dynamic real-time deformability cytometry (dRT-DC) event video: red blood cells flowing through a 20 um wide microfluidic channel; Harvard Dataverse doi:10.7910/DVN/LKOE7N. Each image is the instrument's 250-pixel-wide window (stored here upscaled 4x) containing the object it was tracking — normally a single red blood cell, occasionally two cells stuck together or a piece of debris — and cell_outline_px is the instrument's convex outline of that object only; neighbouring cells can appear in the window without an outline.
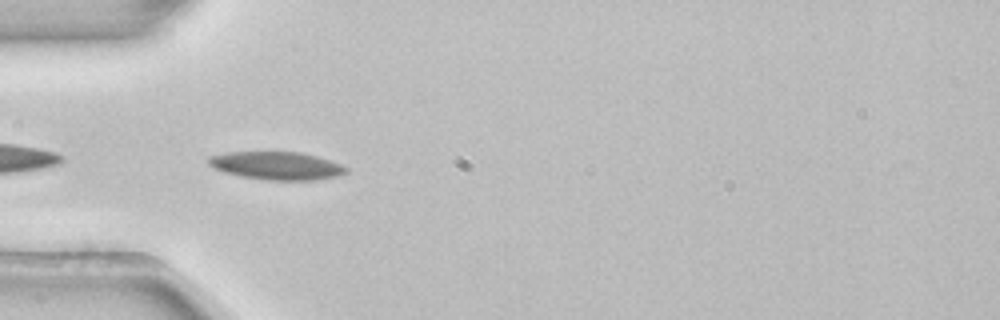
{"species": "common noctule bat (a hibernating species)", "species_latin": "Nyctalus noctula", "temperature_condition": "room temperature", "stored_images_in_passage": 7, "camera_frame_rate_fps": 3000, "um_per_image_px": 0.085, "animal": {"sex": "female", "body_mass_g": 22.7, "forearm_length_mm": 54.2}, "frame": {"image": 1, "passage_image": 5, "time_ms": 1.333, "image_size_px": [1000, 320], "cell_outline_px": [[348, 172], [340, 176], [316, 180], [264, 180], [240, 176], [224, 172], [212, 168], [208, 164], [208, 156], [228, 152], [300, 152], [316, 156], [340, 164], [348, 168]], "centroid_in_image_um": [23.5, 14.09], "position_along_channel_um": 61.5, "area_um2": 22.6}}